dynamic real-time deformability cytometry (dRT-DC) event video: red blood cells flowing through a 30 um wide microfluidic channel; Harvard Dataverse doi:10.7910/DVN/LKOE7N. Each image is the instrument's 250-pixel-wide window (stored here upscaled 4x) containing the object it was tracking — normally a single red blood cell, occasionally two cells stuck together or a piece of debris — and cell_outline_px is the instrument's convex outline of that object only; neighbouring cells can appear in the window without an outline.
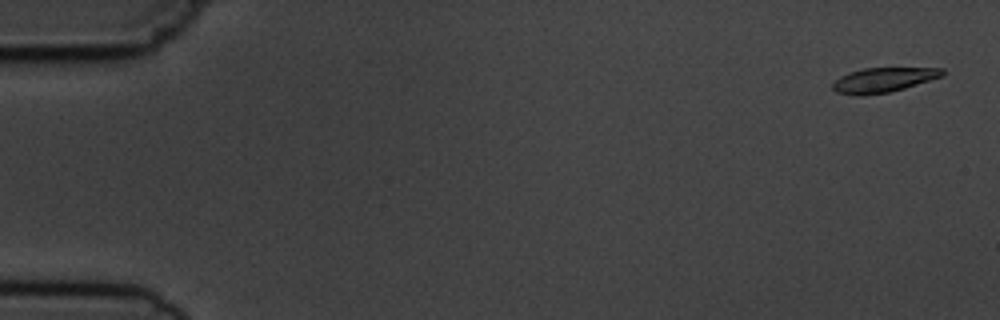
{"species": "common noctule bat (a hibernating species)", "species_latin": "Nyctalus noctula", "temperature_condition": "cold", "stored_images_in_passage": 4, "camera_frame_rate_fps": 3000, "um_per_image_px": 0.085, "animal": {"sex": "male", "body_mass_g": 19.5, "forearm_length_mm": 54.6}, "frame": {"image": 1, "passage_image": 1, "time_ms": 0.0, "image_size_px": [1000, 320], "cell_outline_px": [[944, 76], [904, 88], [888, 92], [860, 96], [856, 96], [836, 92], [832, 88], [832, 84], [840, 76], [848, 72], [864, 68], [944, 68]], "centroid_in_image_um": [75.06, 6.79], "position_along_channel_um": 9.9, "area_um2": 15.78}}
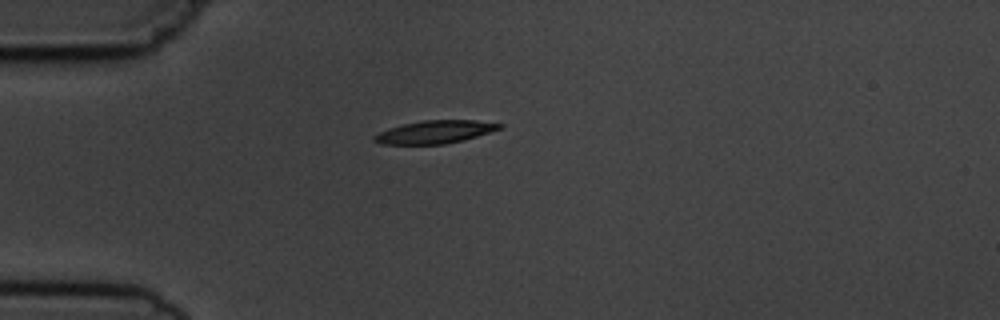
{"frame": {"image": 2, "passage_image": 4, "time_ms": 4.333, "image_size_px": [1000, 320], "cell_outline_px": [[504, 124], [500, 128], [464, 140], [444, 144], [380, 144], [372, 140], [372, 136], [388, 128], [404, 124], [424, 120], [476, 120]], "centroid_in_image_um": [36.93, 11.22], "position_along_channel_um": 48.1, "area_um2": 16.59}}